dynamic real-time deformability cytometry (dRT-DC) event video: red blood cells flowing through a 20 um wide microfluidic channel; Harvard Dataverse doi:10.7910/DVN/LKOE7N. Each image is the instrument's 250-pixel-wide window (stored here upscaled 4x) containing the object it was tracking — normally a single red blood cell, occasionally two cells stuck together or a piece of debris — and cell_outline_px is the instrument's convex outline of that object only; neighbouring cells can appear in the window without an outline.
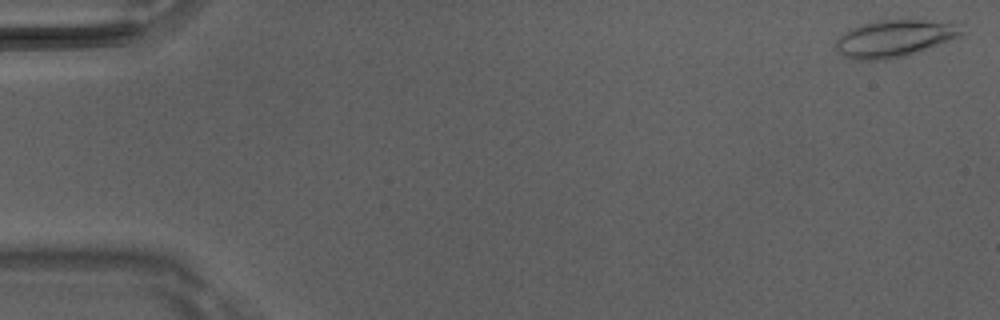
{"species": "Egyptian fruit bat (a non-hibernating species)", "species_latin": "Rousettus aegyptiacus", "temperature_condition": "room temperature", "stored_images_in_passage": 5, "camera_frame_rate_fps": 3000, "um_per_image_px": 0.085, "animal": {"sex": "male"}, "frame": {"image": 1, "passage_image": 1, "time_ms": 0.0, "image_size_px": [1000, 320], "cell_outline_px": [[960, 36], [904, 56], [876, 60], [860, 60], [844, 56], [836, 48], [836, 40], [840, 36], [852, 28], [876, 20], [924, 20], [960, 24]], "centroid_in_image_um": [75.99, 3.26], "position_along_channel_um": 9.0, "area_um2": 26.3}}